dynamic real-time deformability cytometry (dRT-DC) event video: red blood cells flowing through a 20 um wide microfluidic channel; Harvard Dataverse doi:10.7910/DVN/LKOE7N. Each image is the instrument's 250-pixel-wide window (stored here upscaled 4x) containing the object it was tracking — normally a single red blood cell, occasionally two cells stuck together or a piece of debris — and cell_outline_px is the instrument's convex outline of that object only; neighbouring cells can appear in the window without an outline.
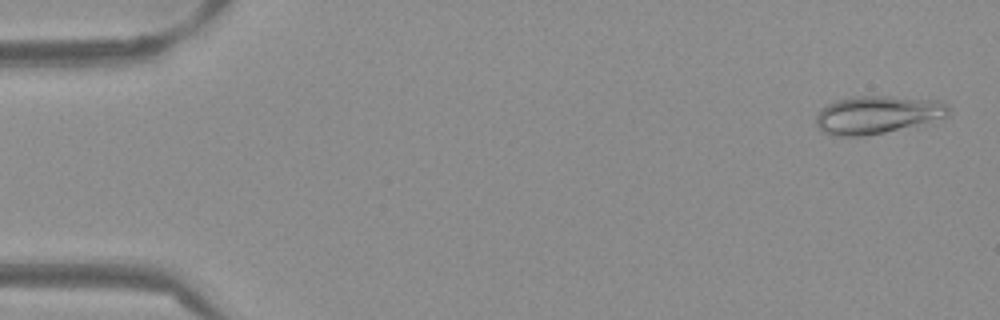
{"species": "Egyptian fruit bat (a non-hibernating species)", "species_latin": "Rousettus aegyptiacus", "temperature_condition": "warm", "stored_images_in_passage": 52, "camera_frame_rate_fps": 3000, "um_per_image_px": 0.085, "frame": {"image": 1, "passage_image": 2, "time_ms": 0.333, "image_size_px": [1000, 320], "cell_outline_px": [[948, 116], [884, 132], [864, 136], [832, 136], [824, 132], [816, 124], [816, 116], [820, 108], [836, 100], [856, 96], [892, 96], [944, 100], [948, 104]], "centroid_in_image_um": [74.55, 9.73], "position_along_channel_um": 10.4, "area_um2": 29.13}}
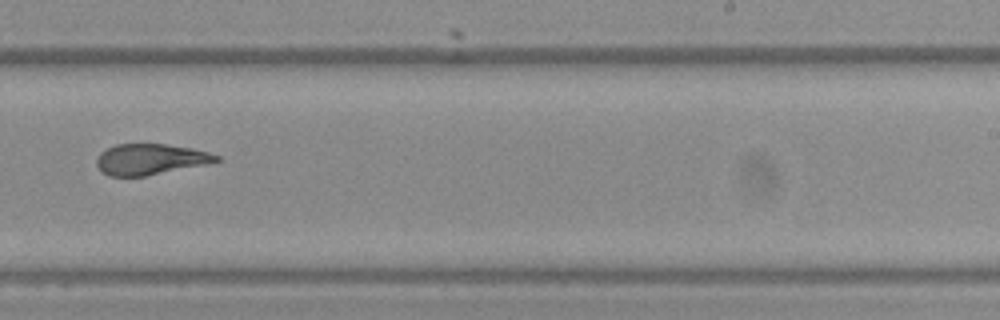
{"frame": {"image": 2, "passage_image": 33, "time_ms": 10.667, "image_size_px": [1000, 320], "cell_outline_px": [[220, 160], [204, 164], [144, 176], [108, 176], [100, 172], [96, 164], [96, 160], [100, 152], [116, 144], [164, 144], [192, 148], [208, 152], [220, 156]], "centroid_in_image_um": [12.72, 13.54], "position_along_channel_um": 276.3, "area_um2": 21.33}}
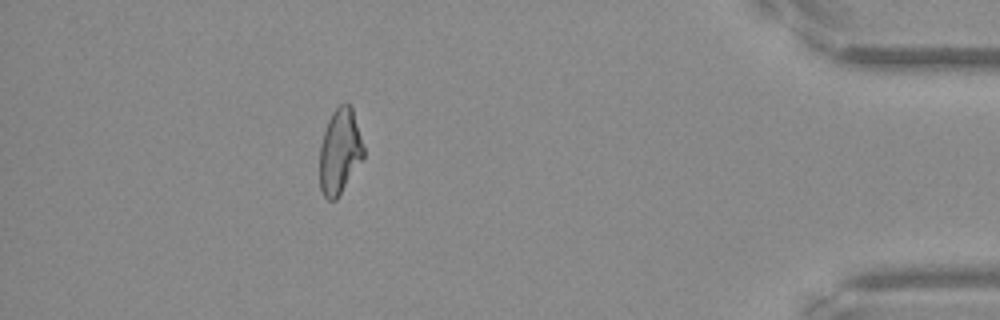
{"frame": {"image": 3, "passage_image": 47, "time_ms": 15.333, "image_size_px": [1000, 320], "cell_outline_px": [[364, 156], [336, 200], [328, 200], [324, 196], [320, 188], [320, 144], [328, 120], [332, 112], [344, 100], [352, 104], [364, 148]], "centroid_in_image_um": [28.88, 12.81], "position_along_channel_um": 406.3, "area_um2": 21.85}, "authors_computed_cell_mechanics": {"area_um2": 22.9755, "velocity_mm_per_s": 3.8531, "shape_relaxation_time_tau1_ms": null, "shape_relaxation_time_tau2_ms": 2.1784, "deformation_change_tau1": null, "deformation_change_tau2": 0.0915}}